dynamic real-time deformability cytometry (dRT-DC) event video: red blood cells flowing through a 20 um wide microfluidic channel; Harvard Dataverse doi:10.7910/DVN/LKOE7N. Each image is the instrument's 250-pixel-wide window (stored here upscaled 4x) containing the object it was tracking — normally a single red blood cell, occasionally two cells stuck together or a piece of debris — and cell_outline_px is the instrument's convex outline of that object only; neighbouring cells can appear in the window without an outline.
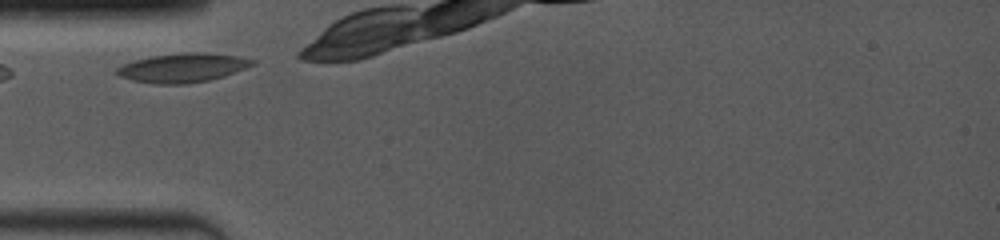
{"species": "common noctule bat (a hibernating species)", "species_latin": "Nyctalus noctula", "temperature_condition": "room temperature", "stored_images_in_passage": 2, "camera_frame_rate_fps": 4000, "um_per_image_px": 0.085, "animal": {"sex": "female", "body_mass_g": 19.0, "forearm_length_mm": 53.3}, "frame": {"image": 1, "passage_image": 1, "time_ms": 0.0, "image_size_px": [1000, 240], "cell_outline_px": [[256, 64], [224, 76], [208, 80], [184, 84], [152, 84], [132, 80], [120, 76], [116, 72], [116, 68], [124, 64], [136, 60], [152, 56], [184, 52], [204, 52], [236, 56], [256, 60]], "centroid_in_image_um": [15.54, 5.76], "position_along_channel_um": 69.5, "area_um2": 22.83}}